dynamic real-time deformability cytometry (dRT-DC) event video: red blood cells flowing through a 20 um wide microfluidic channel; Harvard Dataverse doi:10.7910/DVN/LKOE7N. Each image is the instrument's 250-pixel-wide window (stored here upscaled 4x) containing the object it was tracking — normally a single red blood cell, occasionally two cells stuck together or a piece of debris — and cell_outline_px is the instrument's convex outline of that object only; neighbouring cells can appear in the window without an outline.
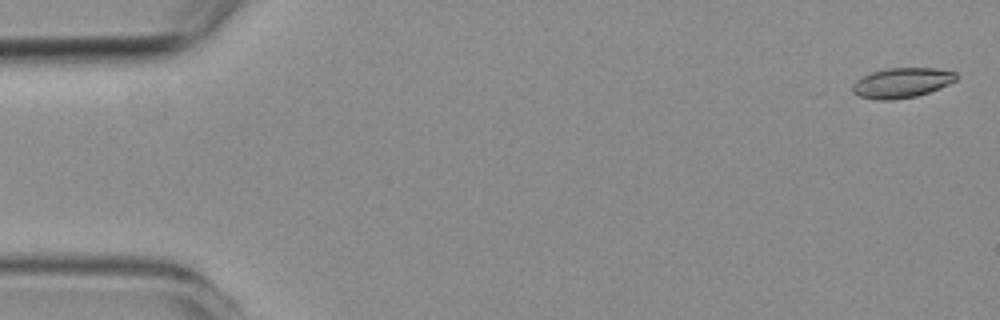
{"species": "common noctule bat (a hibernating species)", "species_latin": "Nyctalus noctula", "temperature_condition": "room temperature", "stored_images_in_passage": 5, "camera_frame_rate_fps": 3000, "um_per_image_px": 0.085, "animal": {"sex": "female", "body_mass_g": 19.3, "forearm_length_mm": 54.1}, "frame": {"image": 1, "passage_image": 1, "time_ms": 0.0, "image_size_px": [1000, 320], "cell_outline_px": [[960, 76], [956, 80], [940, 88], [916, 96], [892, 100], [876, 100], [860, 96], [852, 92], [852, 84], [856, 80], [872, 72], [888, 68], [936, 68], [956, 72]], "centroid_in_image_um": [76.67, 7.03], "position_along_channel_um": 8.3, "area_um2": 18.15}}
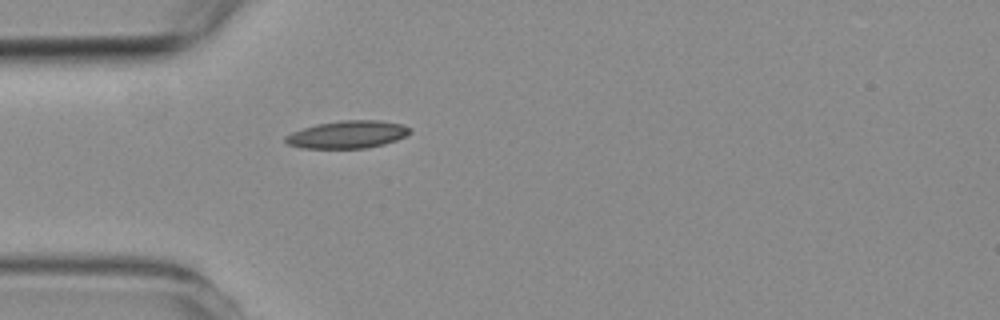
{"frame": {"image": 2, "passage_image": 5, "time_ms": 4.667, "image_size_px": [1000, 320], "cell_outline_px": [[412, 132], [396, 140], [384, 144], [368, 148], [300, 148], [288, 144], [284, 140], [284, 136], [292, 132], [316, 124], [340, 120], [380, 120], [400, 124], [412, 128]], "centroid_in_image_um": [29.54, 11.43], "position_along_channel_um": 55.5, "area_um2": 20.06}}